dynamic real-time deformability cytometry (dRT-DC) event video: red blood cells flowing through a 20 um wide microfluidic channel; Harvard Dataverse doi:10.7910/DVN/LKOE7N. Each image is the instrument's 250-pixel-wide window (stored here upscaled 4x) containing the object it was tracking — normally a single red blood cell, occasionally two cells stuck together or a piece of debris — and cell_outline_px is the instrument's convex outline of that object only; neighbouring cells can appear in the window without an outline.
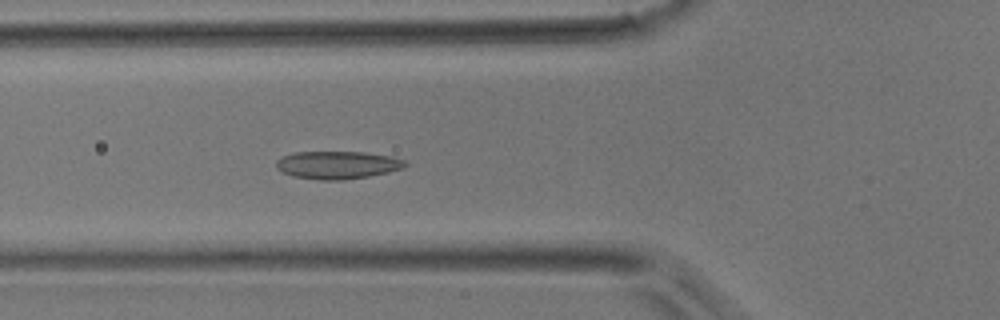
{"species": "common noctule bat (a hibernating species)", "species_latin": "Nyctalus noctula", "temperature_condition": "room temperature", "stored_images_in_passage": 20, "camera_frame_rate_fps": 3000, "um_per_image_px": 0.085, "animal": {"sex": "male", "body_mass_g": 17.9}, "frame": {"image": 1, "passage_image": 9, "time_ms": 2.667, "image_size_px": [1000, 320], "cell_outline_px": [[408, 164], [404, 168], [388, 172], [368, 176], [344, 180], [320, 180], [292, 176], [276, 168], [276, 160], [284, 156], [296, 152], [364, 152], [392, 156], [408, 160]], "centroid_in_image_um": [28.74, 14.02], "position_along_channel_um": 97.1, "area_um2": 20.98}}
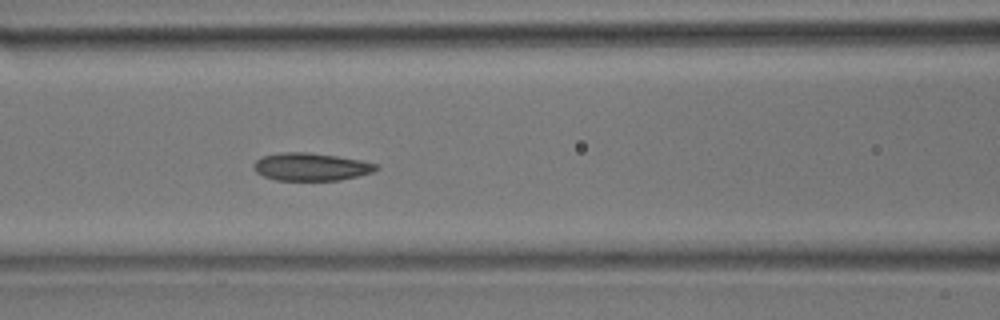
{"frame": {"image": 2, "passage_image": 12, "time_ms": 3.667, "image_size_px": [1000, 320], "cell_outline_px": [[380, 168], [372, 172], [340, 180], [276, 180], [264, 176], [256, 172], [252, 168], [256, 160], [260, 156], [284, 152], [308, 152], [336, 156], [360, 160], [376, 164]], "centroid_in_image_um": [26.4, 14.17], "position_along_channel_um": 140.2, "area_um2": 19.71}}
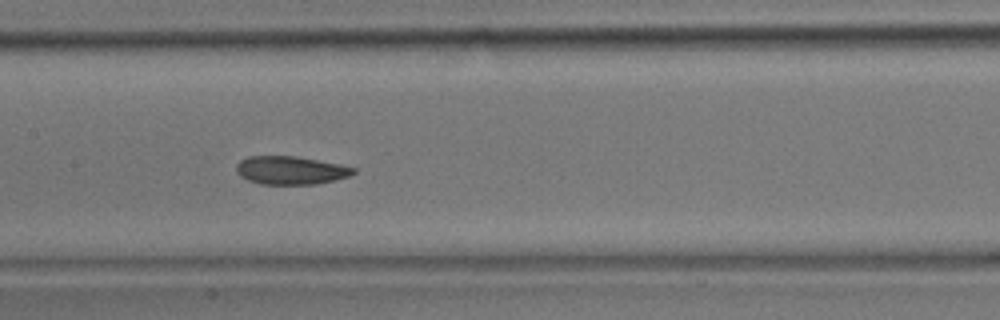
{"frame": {"image": 3, "passage_image": 15, "time_ms": 4.667, "image_size_px": [1000, 320], "cell_outline_px": [[356, 172], [348, 176], [316, 184], [260, 184], [248, 180], [240, 176], [236, 172], [236, 164], [240, 160], [248, 156], [296, 156], [340, 164], [356, 168]], "centroid_in_image_um": [24.67, 14.47], "position_along_channel_um": 182.7, "area_um2": 19.25}}